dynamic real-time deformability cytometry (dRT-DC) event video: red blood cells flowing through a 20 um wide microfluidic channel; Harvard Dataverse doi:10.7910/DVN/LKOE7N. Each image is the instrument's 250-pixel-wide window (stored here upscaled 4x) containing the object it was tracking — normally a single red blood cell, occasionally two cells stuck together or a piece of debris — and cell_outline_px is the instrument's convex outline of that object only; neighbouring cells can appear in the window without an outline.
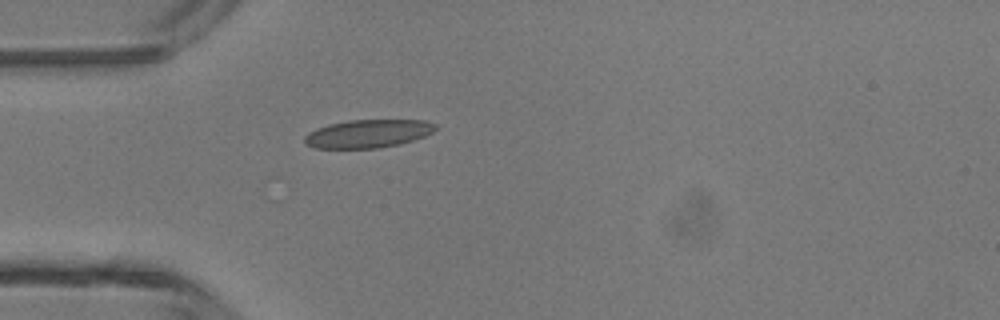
{"species": "common noctule bat (a hibernating species)", "species_latin": "Nyctalus noctula", "temperature_condition": "room temperature", "stored_images_in_passage": 1, "camera_frame_rate_fps": 3000, "um_per_image_px": 0.085, "animal": {"sex": "male", "body_mass_g": 13.3}, "frame": {"image": 1, "passage_image": 1, "time_ms": 0.0, "image_size_px": [1000, 320], "cell_outline_px": [[436, 128], [432, 132], [424, 136], [400, 144], [376, 148], [316, 148], [304, 144], [304, 136], [308, 132], [316, 128], [328, 124], [348, 120], [424, 120], [436, 124]], "centroid_in_image_um": [31.24, 11.36], "position_along_channel_um": 53.8, "area_um2": 21.5}}